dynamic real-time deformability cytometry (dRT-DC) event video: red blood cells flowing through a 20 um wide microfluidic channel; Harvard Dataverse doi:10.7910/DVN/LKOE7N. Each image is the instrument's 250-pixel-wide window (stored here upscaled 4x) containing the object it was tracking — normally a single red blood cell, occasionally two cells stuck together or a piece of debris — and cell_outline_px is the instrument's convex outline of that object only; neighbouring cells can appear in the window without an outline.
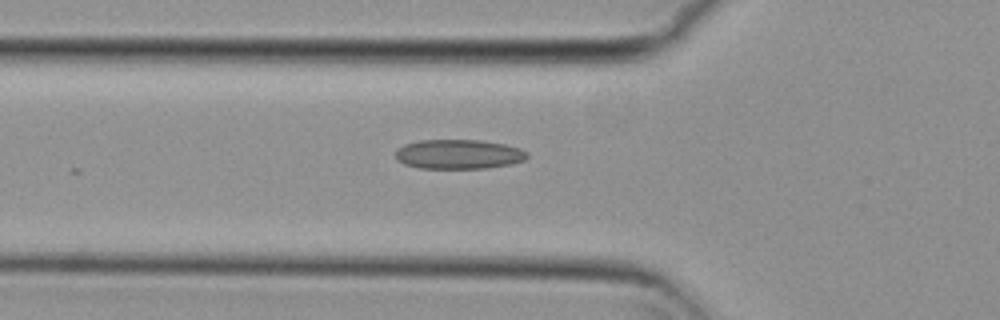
{"species": "common noctule bat (a hibernating species)", "species_latin": "Nyctalus noctula", "temperature_condition": "cold", "stored_images_in_passage": 23, "camera_frame_rate_fps": 3000, "um_per_image_px": 0.085, "animal": {"sex": "female", "body_mass_g": 29.2, "forearm_length_mm": 56.3}, "frame": {"image": 1, "passage_image": 19, "time_ms": 6.0, "image_size_px": [1000, 320], "cell_outline_px": [[528, 156], [524, 160], [512, 164], [484, 168], [420, 168], [404, 164], [396, 160], [396, 148], [404, 144], [420, 140], [480, 140], [504, 144], [520, 148], [528, 152]], "centroid_in_image_um": [38.97, 13.1], "position_along_channel_um": 86.8, "area_um2": 22.72}}
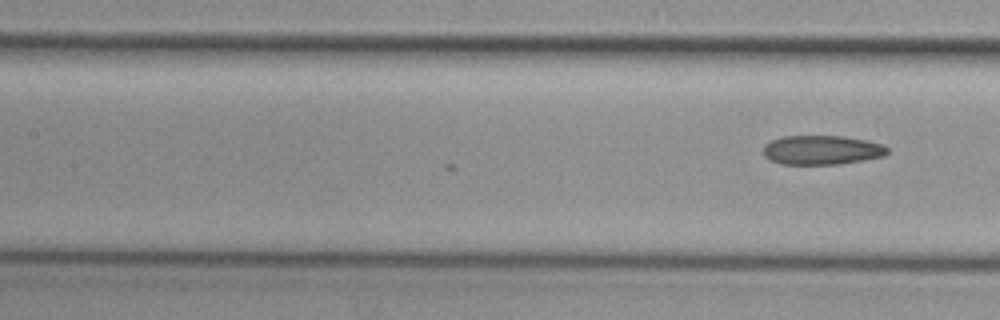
{"frame": {"image": 2, "passage_image": 23, "time_ms": 7.333, "image_size_px": [1000, 320], "cell_outline_px": [[888, 152], [884, 156], [864, 160], [836, 164], [780, 164], [768, 160], [764, 156], [764, 144], [772, 140], [784, 136], [844, 136], [868, 140], [884, 144], [888, 148]], "centroid_in_image_um": [69.86, 12.75], "position_along_channel_um": 137.5, "area_um2": 21.33}}